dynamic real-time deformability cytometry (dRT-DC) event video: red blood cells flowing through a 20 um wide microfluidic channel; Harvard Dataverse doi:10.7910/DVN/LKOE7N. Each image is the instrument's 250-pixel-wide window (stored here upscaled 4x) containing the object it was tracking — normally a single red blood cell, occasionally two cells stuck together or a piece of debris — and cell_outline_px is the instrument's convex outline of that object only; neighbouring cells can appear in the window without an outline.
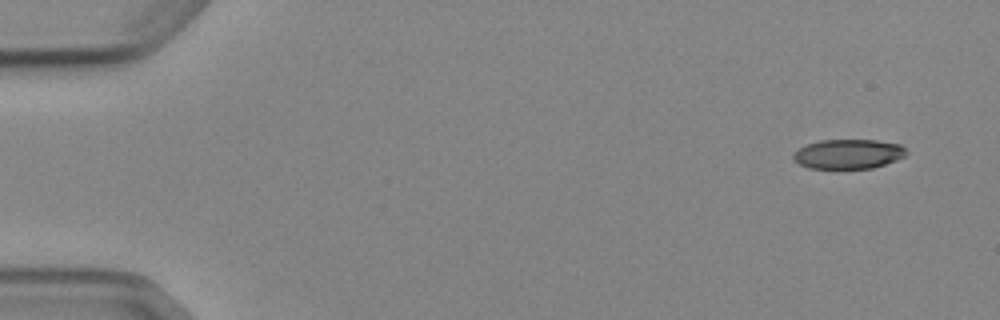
{"species": "Egyptian fruit bat (a non-hibernating species)", "species_latin": "Rousettus aegyptiacus", "temperature_condition": "cold", "stored_images_in_passage": 6, "camera_frame_rate_fps": 3000, "um_per_image_px": 0.085, "animal": {"sex": "female"}, "frame": {"image": 1, "passage_image": 1, "time_ms": 0.0, "image_size_px": [1000, 320], "cell_outline_px": [[908, 152], [904, 156], [896, 160], [872, 168], [808, 168], [800, 164], [792, 156], [800, 148], [808, 144], [820, 140], [876, 140], [900, 144]], "centroid_in_image_um": [72.13, 13.08], "position_along_channel_um": 12.9, "area_um2": 19.19}}
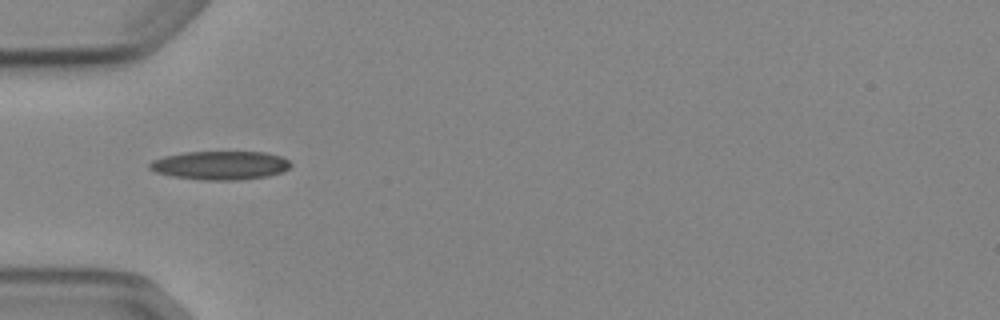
{"frame": {"image": 2, "passage_image": 5, "time_ms": 4.667, "image_size_px": [1000, 320], "cell_outline_px": [[292, 164], [284, 172], [268, 176], [236, 180], [204, 180], [172, 176], [156, 172], [148, 168], [148, 164], [152, 160], [164, 156], [184, 152], [264, 152], [280, 156], [288, 160]], "centroid_in_image_um": [18.71, 14.05], "position_along_channel_um": 66.3, "area_um2": 23.58}}
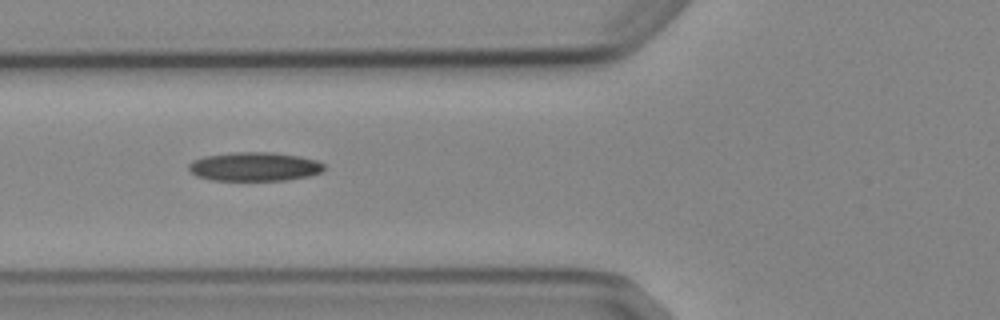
{"frame": {"image": 3, "passage_image": 6, "time_ms": 5.667, "image_size_px": [1000, 320], "cell_outline_px": [[324, 168], [320, 172], [308, 176], [284, 180], [212, 180], [196, 176], [188, 168], [188, 164], [192, 160], [204, 156], [232, 152], [272, 152], [300, 156], [316, 160], [324, 164]], "centroid_in_image_um": [21.6, 14.15], "position_along_channel_um": 104.2, "area_um2": 22.77}}